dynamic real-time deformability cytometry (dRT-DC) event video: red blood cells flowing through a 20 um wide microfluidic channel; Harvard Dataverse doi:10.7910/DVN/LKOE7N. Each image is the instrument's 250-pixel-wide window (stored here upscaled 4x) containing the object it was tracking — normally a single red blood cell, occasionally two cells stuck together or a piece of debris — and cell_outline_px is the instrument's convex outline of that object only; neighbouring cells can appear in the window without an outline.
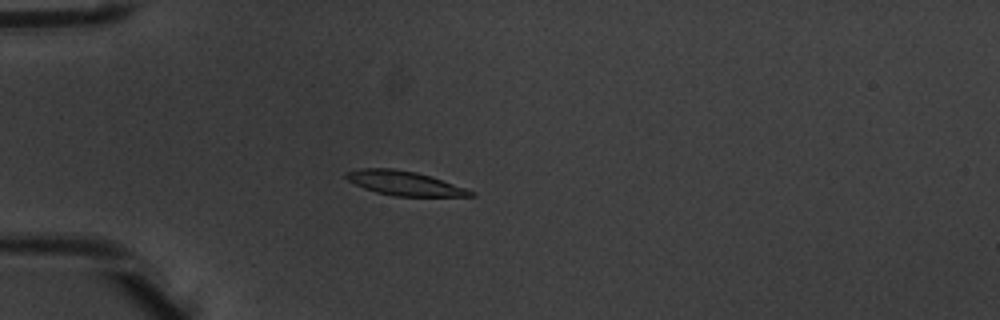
{"species": "common noctule bat (a hibernating species)", "species_latin": "Nyctalus noctula", "temperature_condition": "warm", "stored_images_in_passage": 5, "camera_frame_rate_fps": 3000, "um_per_image_px": 0.085, "animal": {"sex": "male", "body_mass_g": 20.1, "forearm_length_mm": 53.5}, "frame": {"image": 1, "passage_image": 4, "time_ms": 1.0, "image_size_px": [1000, 320], "cell_outline_px": [[476, 196], [392, 196], [376, 192], [364, 188], [348, 180], [344, 176], [344, 172], [360, 168], [392, 168], [416, 172], [432, 176], [476, 192]], "centroid_in_image_um": [34.37, 15.57], "position_along_channel_um": 50.6, "area_um2": 17.69}}